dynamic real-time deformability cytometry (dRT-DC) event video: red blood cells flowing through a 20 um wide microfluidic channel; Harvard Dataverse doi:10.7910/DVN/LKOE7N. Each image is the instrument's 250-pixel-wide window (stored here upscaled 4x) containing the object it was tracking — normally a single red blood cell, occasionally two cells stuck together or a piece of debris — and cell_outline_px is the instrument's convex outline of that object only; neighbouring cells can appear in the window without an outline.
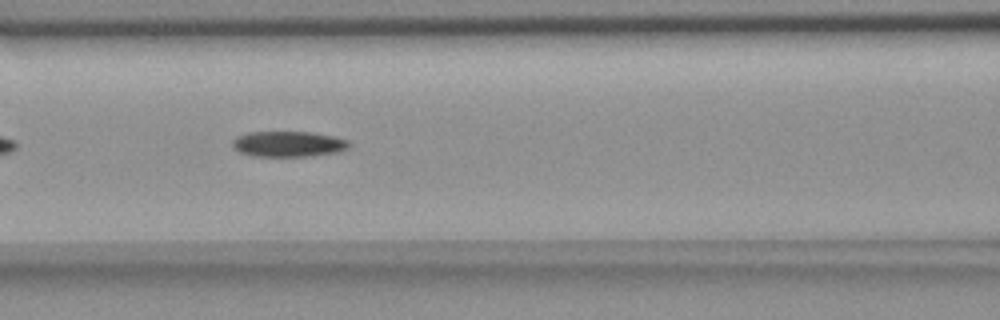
{"species": "common noctule bat (a hibernating species)", "species_latin": "Nyctalus noctula", "temperature_condition": "room temperature", "stored_images_in_passage": 42, "camera_frame_rate_fps": 3000, "um_per_image_px": 0.085, "animal": {"sex": "female", "body_mass_g": 18.4}, "frame": {"image": 1, "passage_image": 10, "time_ms": 3.0, "image_size_px": [1000, 320], "cell_outline_px": [[352, 144], [348, 148], [340, 152], [312, 156], [252, 156], [240, 152], [232, 144], [232, 140], [236, 136], [248, 132], [312, 132], [332, 136], [348, 140]], "centroid_in_image_um": [24.54, 12.24], "position_along_channel_um": 142.1, "area_um2": 17.51}}
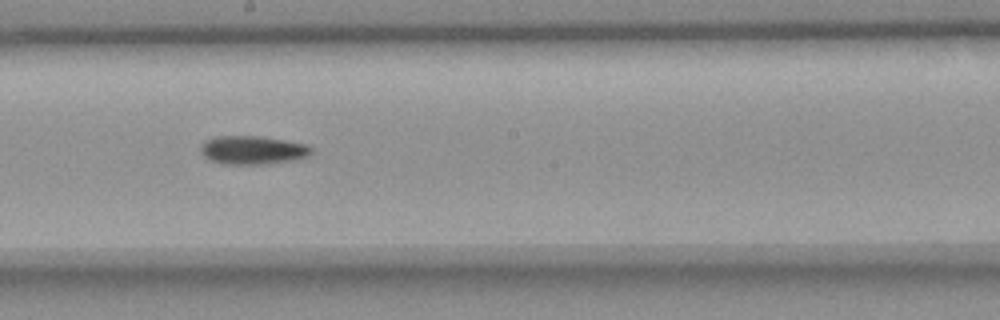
{"frame": {"image": 2, "passage_image": 17, "time_ms": 5.333, "image_size_px": [1000, 320], "cell_outline_px": [[312, 152], [304, 156], [288, 160], [268, 164], [224, 164], [212, 160], [204, 156], [200, 152], [200, 148], [204, 140], [216, 136], [256, 136], [284, 140], [308, 144], [312, 148]], "centroid_in_image_um": [21.42, 12.74], "position_along_channel_um": 226.8, "area_um2": 18.15}}
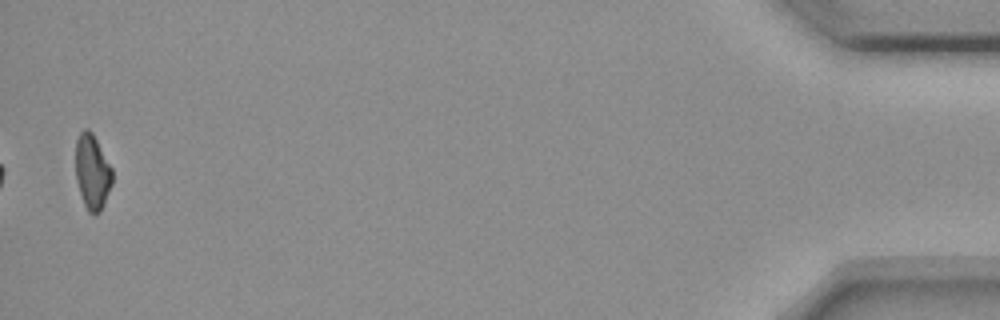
{"frame": {"image": 3, "passage_image": 41, "time_ms": 13.333, "image_size_px": [1000, 320], "cell_outline_px": [[112, 184], [104, 204], [100, 212], [88, 212], [84, 204], [76, 180], [76, 140], [80, 132], [84, 128], [88, 128], [92, 132], [112, 168]], "centroid_in_image_um": [7.84, 14.59], "position_along_channel_um": 427.4, "area_um2": 15.9}, "authors_computed_cell_mechanics": {"area_um2": 17.6001, "velocity_mm_per_s": 3.6452, "shape_relaxation_time_tau1_ms": 11.1421, "shape_relaxation_time_tau2_ms": null, "deformation_change_tau1": 0.1905, "deformation_change_tau2": null}}